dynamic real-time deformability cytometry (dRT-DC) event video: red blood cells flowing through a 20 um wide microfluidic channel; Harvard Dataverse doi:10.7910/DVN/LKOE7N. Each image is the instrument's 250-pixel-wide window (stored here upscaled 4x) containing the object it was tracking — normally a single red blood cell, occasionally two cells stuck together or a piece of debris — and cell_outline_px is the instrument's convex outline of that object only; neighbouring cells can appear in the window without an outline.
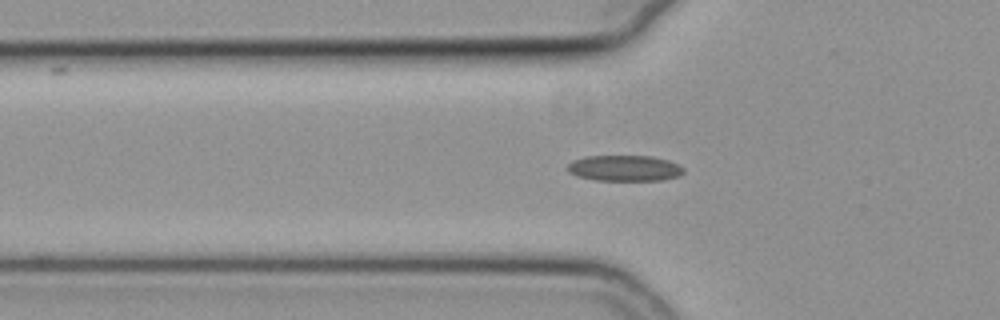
{"species": "common noctule bat (a hibernating species)", "species_latin": "Nyctalus noctula", "temperature_condition": "cold", "stored_images_in_passage": 51, "camera_frame_rate_fps": 3000, "um_per_image_px": 0.085, "animal": {"sex": "female", "body_mass_g": 19.3, "forearm_length_mm": 54.1}, "frame": {"image": 1, "passage_image": 19, "time_ms": 6.0, "image_size_px": [1000, 320], "cell_outline_px": [[684, 172], [680, 176], [664, 180], [596, 180], [576, 176], [568, 172], [564, 168], [572, 160], [588, 156], [652, 156], [668, 160], [684, 168]], "centroid_in_image_um": [53.06, 14.3], "position_along_channel_um": 72.7, "area_um2": 17.63}}
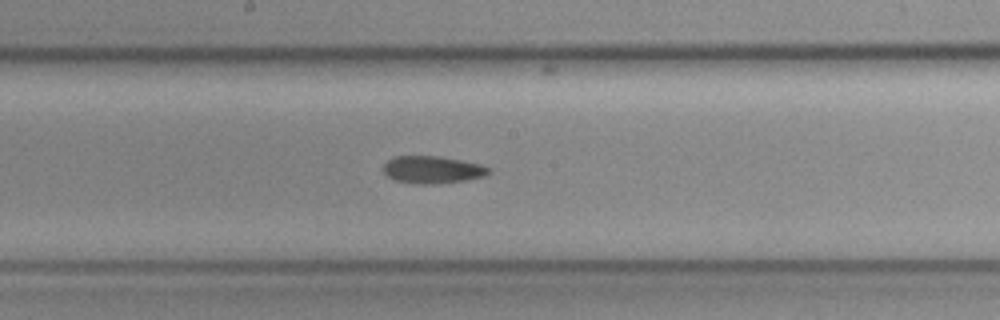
{"frame": {"image": 2, "passage_image": 30, "time_ms": 9.667, "image_size_px": [1000, 320], "cell_outline_px": [[492, 172], [484, 176], [464, 180], [432, 184], [420, 184], [396, 180], [388, 176], [384, 172], [384, 164], [388, 160], [396, 156], [440, 156], [480, 164], [492, 168]], "centroid_in_image_um": [36.79, 14.41], "position_along_channel_um": 211.4, "area_um2": 16.65}}
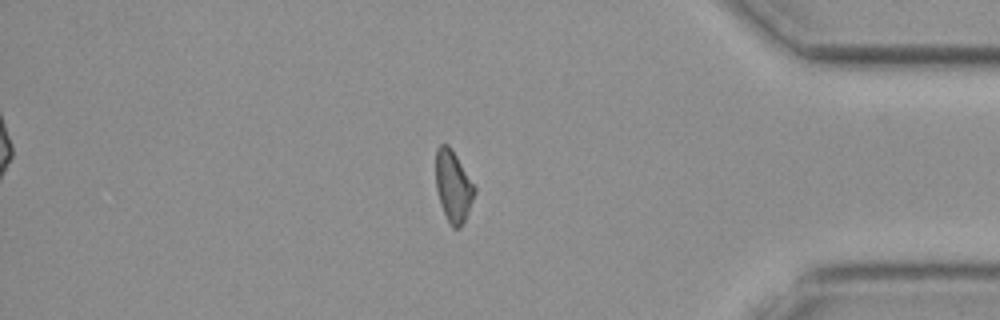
{"frame": {"image": 3, "passage_image": 47, "time_ms": 15.333, "image_size_px": [1000, 320], "cell_outline_px": [[476, 192], [468, 212], [460, 228], [452, 228], [440, 204], [436, 188], [436, 148], [440, 144], [448, 144], [452, 148], [476, 188]], "centroid_in_image_um": [38.52, 15.81], "position_along_channel_um": 396.7, "area_um2": 16.07}}